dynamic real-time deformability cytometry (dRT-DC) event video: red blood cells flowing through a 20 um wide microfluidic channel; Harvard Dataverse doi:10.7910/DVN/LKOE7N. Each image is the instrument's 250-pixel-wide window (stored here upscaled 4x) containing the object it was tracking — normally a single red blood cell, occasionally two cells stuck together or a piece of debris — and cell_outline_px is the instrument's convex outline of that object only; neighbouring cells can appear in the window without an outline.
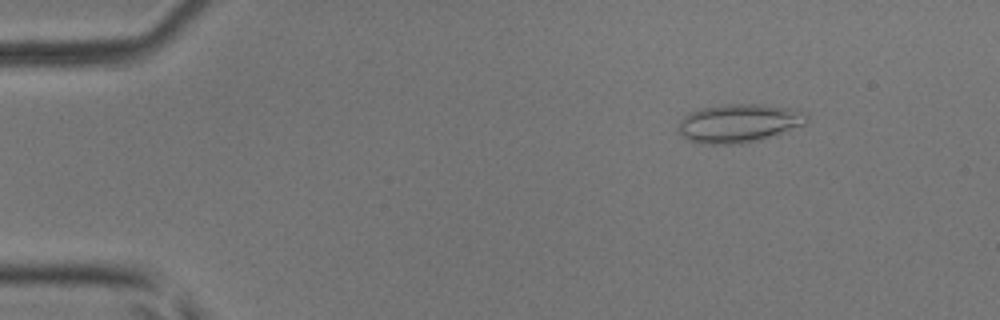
{"species": "common noctule bat (a hibernating species)", "species_latin": "Nyctalus noctula", "temperature_condition": "room temperature", "stored_images_in_passage": 4, "camera_frame_rate_fps": 3000, "um_per_image_px": 0.085, "animal": {"sex": "male", "body_mass_g": 17.9, "forearm_length_mm": 54.2}, "frame": {"image": 1, "passage_image": 2, "time_ms": 0.333, "image_size_px": [1000, 320], "cell_outline_px": [[808, 124], [776, 136], [744, 144], [700, 144], [688, 140], [676, 132], [676, 128], [680, 120], [688, 112], [704, 108], [724, 104], [764, 104], [796, 108], [808, 112]], "centroid_in_image_um": [62.86, 10.48], "position_along_channel_um": 22.1, "area_um2": 29.88}}